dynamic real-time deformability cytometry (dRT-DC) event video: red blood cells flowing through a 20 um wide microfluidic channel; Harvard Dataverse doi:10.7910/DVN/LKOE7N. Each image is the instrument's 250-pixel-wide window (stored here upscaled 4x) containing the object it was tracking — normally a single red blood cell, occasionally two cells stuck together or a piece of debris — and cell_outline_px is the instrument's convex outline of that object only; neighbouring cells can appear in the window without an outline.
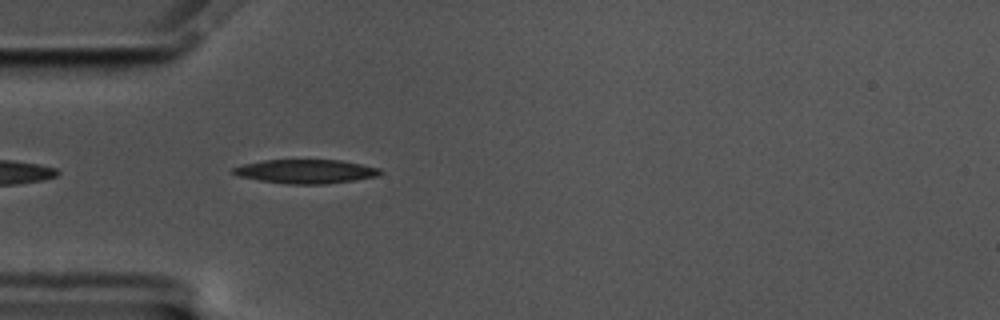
{"species": "common noctule bat (a hibernating species)", "species_latin": "Nyctalus noctula", "temperature_condition": "cold", "stored_images_in_passage": 13, "camera_frame_rate_fps": 3000, "um_per_image_px": 0.085, "animal": {"sex": "male", "body_mass_g": 17.5, "forearm_length_mm": 52.3}, "frame": {"image": 1, "passage_image": 4, "time_ms": 1.0, "image_size_px": [1000, 320], "cell_outline_px": [[384, 172], [380, 176], [356, 180], [324, 184], [288, 184], [260, 180], [240, 176], [228, 172], [232, 168], [244, 164], [264, 160], [340, 160], [380, 168]], "centroid_in_image_um": [26.02, 14.57], "position_along_channel_um": 59.0, "area_um2": 20.58}}